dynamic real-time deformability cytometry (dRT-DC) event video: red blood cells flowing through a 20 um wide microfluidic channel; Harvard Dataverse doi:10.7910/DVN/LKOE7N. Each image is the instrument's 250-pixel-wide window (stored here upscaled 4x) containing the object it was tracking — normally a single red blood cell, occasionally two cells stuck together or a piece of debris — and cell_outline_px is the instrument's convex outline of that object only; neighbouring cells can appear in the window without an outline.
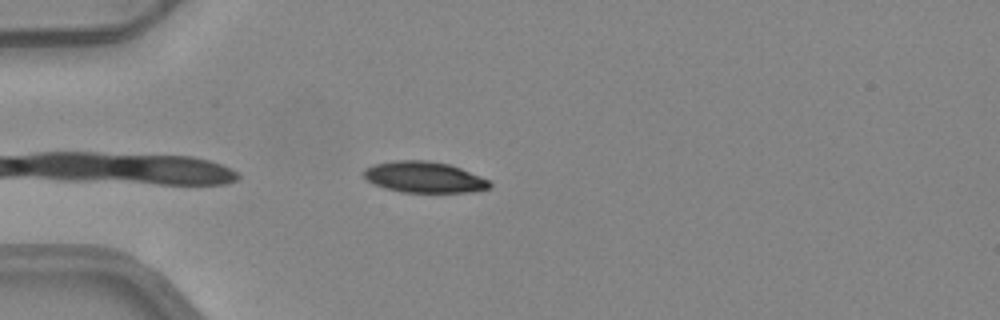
{"species": "common noctule bat (a hibernating species)", "species_latin": "Nyctalus noctula", "temperature_condition": "warm", "stored_images_in_passage": 6, "camera_frame_rate_fps": 3000, "um_per_image_px": 0.085, "animal": {"sex": "female", "body_mass_g": 24.6, "forearm_length_mm": 56.2}, "frame": {"image": 1, "passage_image": 5, "time_ms": 1.333, "image_size_px": [1000, 320], "cell_outline_px": [[492, 184], [488, 188], [476, 192], [400, 192], [384, 188], [368, 180], [360, 172], [364, 168], [372, 164], [396, 160], [424, 160], [448, 164], [460, 168], [480, 176], [488, 180]], "centroid_in_image_um": [36.02, 15.06], "position_along_channel_um": 49.0, "area_um2": 22.83}}